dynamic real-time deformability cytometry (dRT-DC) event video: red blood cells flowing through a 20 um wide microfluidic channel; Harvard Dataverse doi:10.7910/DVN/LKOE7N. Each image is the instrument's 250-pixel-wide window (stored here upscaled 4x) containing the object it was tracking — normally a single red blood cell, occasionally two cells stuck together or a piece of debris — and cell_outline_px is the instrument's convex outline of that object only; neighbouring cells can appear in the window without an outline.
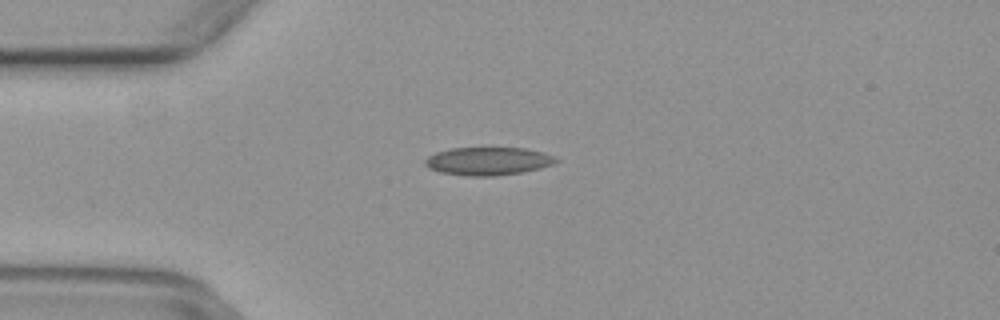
{"species": "common noctule bat (a hibernating species)", "species_latin": "Nyctalus noctula", "temperature_condition": "warm", "stored_images_in_passage": 39, "camera_frame_rate_fps": 3000, "um_per_image_px": 0.085, "animal": {"sex": "female", "body_mass_g": 29.2, "forearm_length_mm": 56.3}, "frame": {"image": 1, "passage_image": 2, "time_ms": 0.333, "image_size_px": [1000, 320], "cell_outline_px": [[560, 160], [552, 164], [540, 168], [524, 172], [492, 176], [468, 176], [440, 172], [428, 168], [424, 164], [424, 160], [428, 156], [436, 152], [452, 148], [524, 148], [544, 152], [556, 156]], "centroid_in_image_um": [41.5, 13.7], "position_along_channel_um": 43.5, "area_um2": 21.5}}
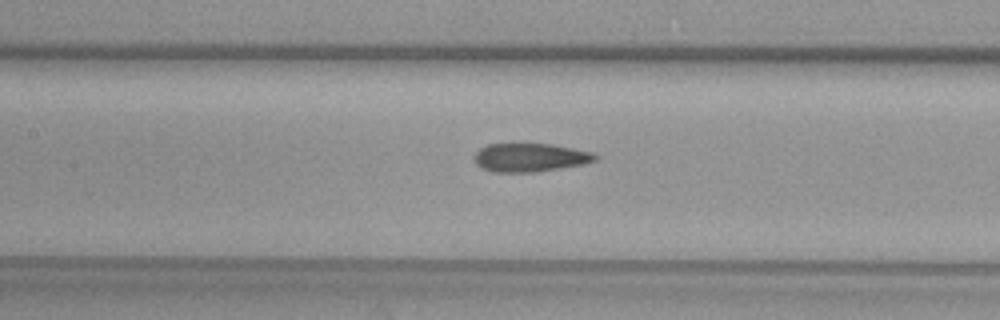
{"frame": {"image": 2, "passage_image": 12, "time_ms": 3.667, "image_size_px": [1000, 320], "cell_outline_px": [[600, 156], [596, 160], [584, 164], [536, 172], [492, 172], [480, 168], [476, 164], [476, 152], [480, 148], [488, 144], [552, 144], [592, 152]], "centroid_in_image_um": [45.07, 13.39], "position_along_channel_um": 162.3, "area_um2": 20.06}}
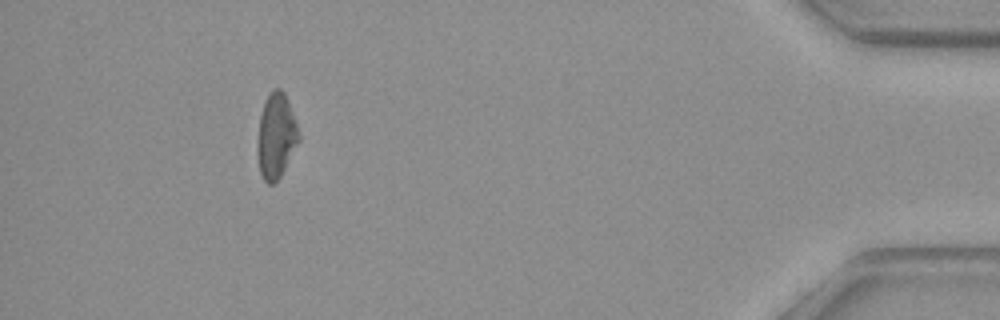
{"frame": {"image": 3, "passage_image": 35, "time_ms": 11.333, "image_size_px": [1000, 320], "cell_outline_px": [[300, 140], [280, 176], [272, 184], [268, 184], [264, 180], [260, 172], [256, 152], [256, 140], [260, 116], [264, 100], [272, 88], [280, 88], [284, 92], [296, 124], [300, 136]], "centroid_in_image_um": [23.43, 11.54], "position_along_channel_um": 411.8, "area_um2": 20.52}}